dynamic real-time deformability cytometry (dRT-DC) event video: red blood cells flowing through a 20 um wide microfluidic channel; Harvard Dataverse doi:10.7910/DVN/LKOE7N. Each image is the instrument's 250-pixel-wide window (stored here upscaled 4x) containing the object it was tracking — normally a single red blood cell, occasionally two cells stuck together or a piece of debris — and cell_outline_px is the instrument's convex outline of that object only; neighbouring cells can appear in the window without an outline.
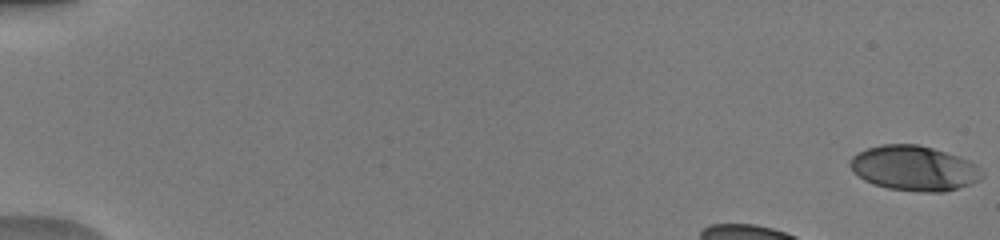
{"species": "human", "species_latin": "Homo sapiens", "temperature_condition": "warm", "stored_images_in_passage": 17, "camera_frame_rate_fps": 3000, "um_per_image_px": 0.085, "donor": {"sex": "male"}, "frame": {"image": 1, "passage_image": 1, "time_ms": 0.0, "image_size_px": [1000, 240], "cell_outline_px": [[984, 176], [980, 180], [944, 192], [924, 192], [888, 188], [872, 184], [864, 180], [852, 172], [848, 164], [848, 160], [856, 152], [868, 148], [884, 144], [916, 144], [932, 148], [968, 160]], "centroid_in_image_um": [77.6, 14.3], "position_along_channel_um": 7.4, "area_um2": 34.28}}
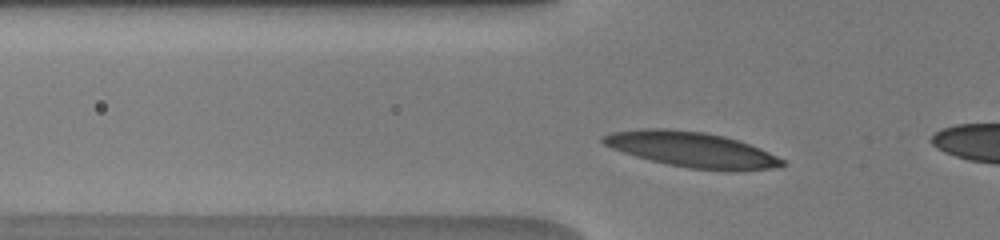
{"frame": {"image": 2, "passage_image": 14, "time_ms": 4.333, "image_size_px": [1000, 240], "cell_outline_px": [[784, 164], [772, 168], [688, 168], [668, 164], [636, 156], [612, 148], [604, 144], [600, 140], [600, 136], [612, 132], [644, 128], [668, 128], [704, 132], [724, 136], [760, 148], [784, 160]], "centroid_in_image_um": [58.67, 12.65], "position_along_channel_um": 67.1, "area_um2": 35.55}}